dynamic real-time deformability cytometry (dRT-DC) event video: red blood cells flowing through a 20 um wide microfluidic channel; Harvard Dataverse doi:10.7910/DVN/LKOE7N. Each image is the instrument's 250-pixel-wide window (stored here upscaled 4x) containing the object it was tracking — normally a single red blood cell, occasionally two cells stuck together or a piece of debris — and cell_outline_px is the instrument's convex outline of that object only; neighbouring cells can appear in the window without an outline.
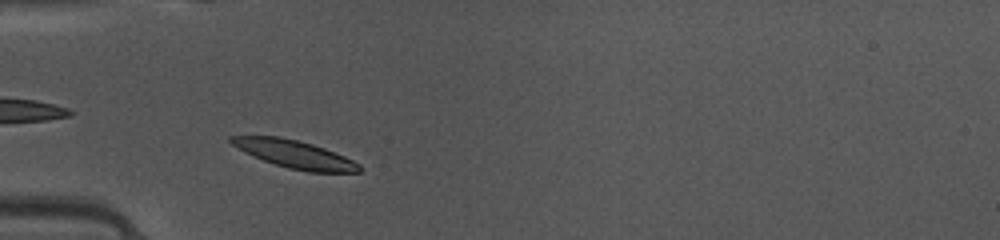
{"species": "common noctule bat (a hibernating species)", "species_latin": "Nyctalus noctula", "temperature_condition": "warm", "stored_images_in_passage": 24, "camera_frame_rate_fps": 3000, "um_per_image_px": 0.085, "animal": {"sex": "female", "body_mass_g": 10.0, "forearm_length_mm": 53.1}, "frame": {"image": 1, "passage_image": 2, "time_ms": 0.333, "image_size_px": [1000, 240], "cell_outline_px": [[364, 168], [360, 172], [308, 172], [288, 168], [264, 160], [244, 152], [232, 144], [228, 140], [228, 136], [280, 136], [312, 144], [324, 148], [344, 156], [360, 164]], "centroid_in_image_um": [25.06, 13.11], "position_along_channel_um": 59.9, "area_um2": 20.63}}
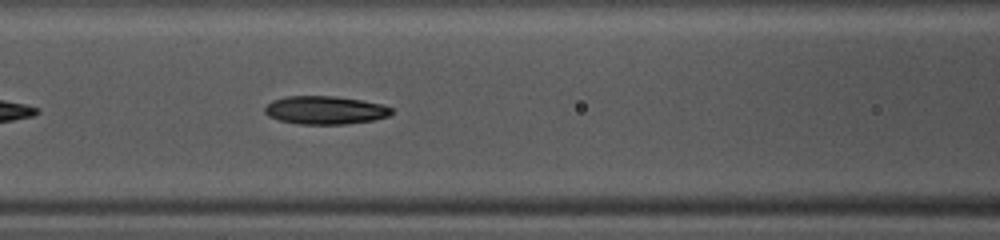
{"frame": {"image": 2, "passage_image": 8, "time_ms": 2.333, "image_size_px": [1000, 240], "cell_outline_px": [[392, 112], [388, 116], [372, 120], [344, 124], [296, 124], [280, 120], [268, 116], [264, 112], [264, 108], [272, 100], [284, 96], [332, 96], [360, 100], [384, 104], [392, 108]], "centroid_in_image_um": [27.61, 9.36], "position_along_channel_um": 139.0, "area_um2": 20.81}}
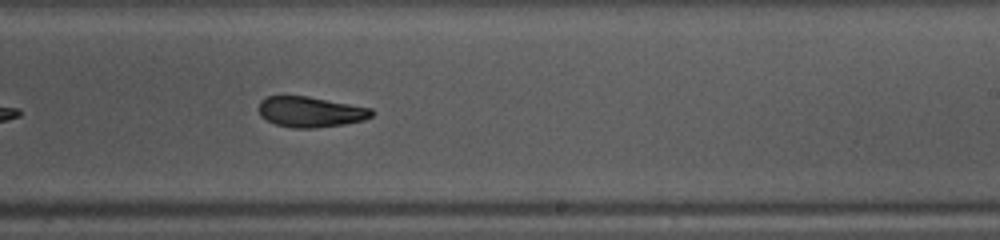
{"frame": {"image": 3, "passage_image": 17, "time_ms": 5.333, "image_size_px": [1000, 240], "cell_outline_px": [[372, 116], [364, 120], [344, 124], [316, 128], [292, 128], [276, 124], [260, 116], [256, 108], [260, 100], [268, 96], [308, 96], [372, 108]], "centroid_in_image_um": [26.35, 9.51], "position_along_channel_um": 262.6, "area_um2": 20.23}}